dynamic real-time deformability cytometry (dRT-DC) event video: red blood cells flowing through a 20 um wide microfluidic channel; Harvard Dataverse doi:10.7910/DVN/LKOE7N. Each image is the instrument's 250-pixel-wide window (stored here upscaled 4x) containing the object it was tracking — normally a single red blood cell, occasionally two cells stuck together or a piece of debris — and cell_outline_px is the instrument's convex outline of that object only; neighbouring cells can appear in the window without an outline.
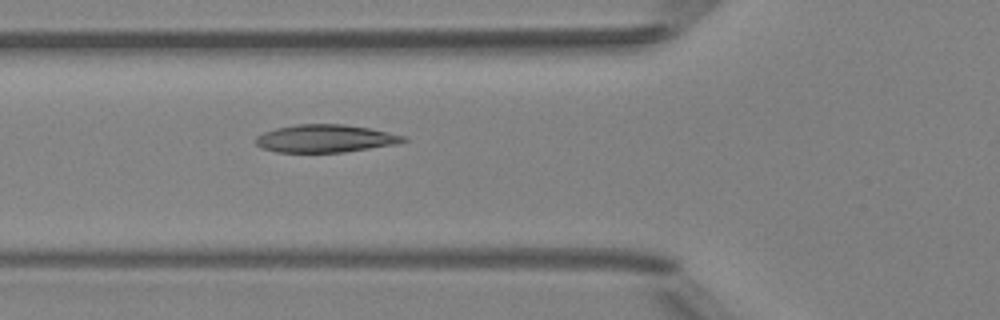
{"species": "Egyptian fruit bat (a non-hibernating species)", "species_latin": "Rousettus aegyptiacus", "temperature_condition": "room temperature", "stored_images_in_passage": 2, "camera_frame_rate_fps": 3000, "um_per_image_px": 0.085, "animal": {"sex": "female"}, "frame": {"image": 1, "passage_image": 2, "time_ms": 1.0, "image_size_px": [1000, 320], "cell_outline_px": [[408, 140], [400, 144], [344, 152], [276, 152], [260, 148], [256, 144], [256, 136], [264, 132], [276, 128], [296, 124], [344, 124], [368, 128], [404, 136]], "centroid_in_image_um": [27.64, 11.78], "position_along_channel_um": 98.2, "area_um2": 23.93}}